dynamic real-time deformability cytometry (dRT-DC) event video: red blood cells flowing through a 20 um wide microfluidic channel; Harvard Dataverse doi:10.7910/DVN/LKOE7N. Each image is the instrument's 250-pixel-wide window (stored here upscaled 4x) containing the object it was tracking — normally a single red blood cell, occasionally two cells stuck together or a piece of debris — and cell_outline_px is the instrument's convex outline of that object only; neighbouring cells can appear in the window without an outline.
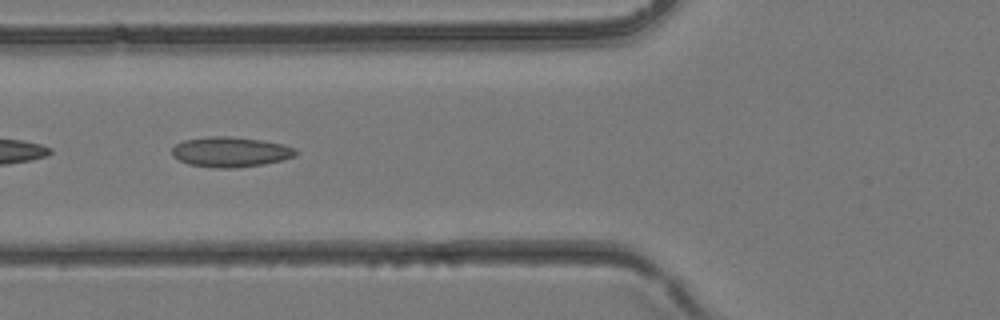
{"species": "common noctule bat (a hibernating species)", "species_latin": "Nyctalus noctula", "temperature_condition": "room temperature", "stored_images_in_passage": 20, "camera_frame_rate_fps": 3000, "um_per_image_px": 0.085, "animal": {"sex": "female", "body_mass_g": 24.6, "forearm_length_mm": 56.2}, "frame": {"image": 1, "passage_image": 15, "time_ms": 4.667, "image_size_px": [1000, 320], "cell_outline_px": [[296, 156], [264, 164], [236, 168], [212, 168], [188, 164], [172, 156], [172, 148], [176, 144], [184, 140], [208, 136], [232, 136], [264, 140], [284, 144], [296, 148]], "centroid_in_image_um": [19.59, 12.91], "position_along_channel_um": 106.2, "area_um2": 21.96}}
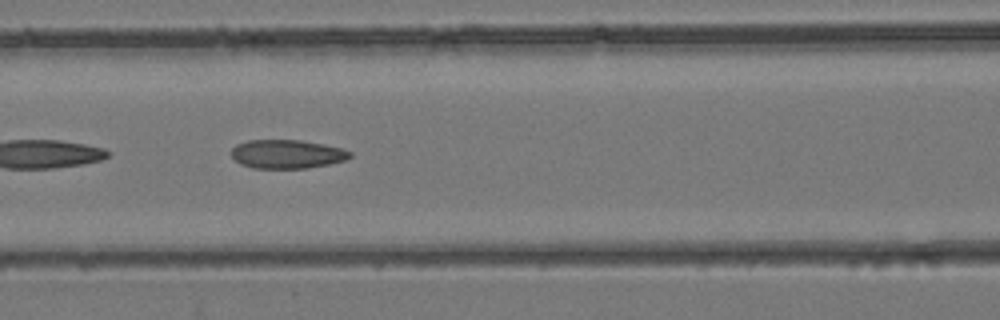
{"frame": {"image": 2, "passage_image": 17, "time_ms": 5.333, "image_size_px": [1000, 320], "cell_outline_px": [[352, 156], [344, 160], [328, 164], [308, 168], [252, 168], [240, 164], [232, 156], [232, 148], [236, 144], [248, 140], [300, 140], [324, 144], [344, 148], [352, 152]], "centroid_in_image_um": [24.41, 13.09], "position_along_channel_um": 142.2, "area_um2": 19.94}}